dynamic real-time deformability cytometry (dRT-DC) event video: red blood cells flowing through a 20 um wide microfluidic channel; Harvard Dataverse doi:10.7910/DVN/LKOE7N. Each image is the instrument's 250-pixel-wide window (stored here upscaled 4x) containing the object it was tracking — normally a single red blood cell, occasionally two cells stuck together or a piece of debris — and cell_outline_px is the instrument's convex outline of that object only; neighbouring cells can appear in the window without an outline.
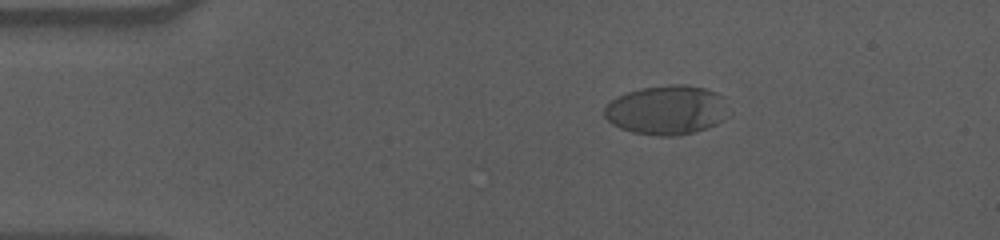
{"species": "human", "species_latin": "Homo sapiens", "temperature_condition": "cold", "stored_images_in_passage": 49, "camera_frame_rate_fps": 3000, "um_per_image_px": 0.085, "donor": {"sex": "male"}, "frame": {"image": 1, "passage_image": 2, "time_ms": 0.333, "image_size_px": [1000, 240], "cell_outline_px": [[724, 120], [716, 124], [692, 132], [672, 136], [656, 136], [632, 132], [620, 128], [612, 124], [604, 116], [604, 108], [612, 100], [628, 92], [640, 88], [668, 84], [684, 84], [704, 88], [716, 92], [724, 96]], "centroid_in_image_um": [56.64, 9.34], "position_along_channel_um": 28.4, "area_um2": 35.37}}
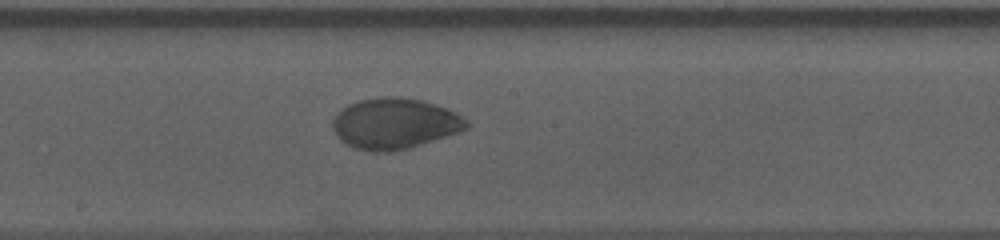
{"frame": {"image": 2, "passage_image": 23, "time_ms": 7.333, "image_size_px": [1000, 240], "cell_outline_px": [[468, 128], [460, 132], [408, 148], [388, 152], [372, 152], [352, 148], [344, 144], [336, 136], [332, 128], [332, 120], [348, 104], [360, 100], [384, 96], [400, 96], [420, 100], [448, 108], [456, 112], [468, 120]], "centroid_in_image_um": [33.54, 10.51], "position_along_channel_um": 214.7, "area_um2": 39.88}}
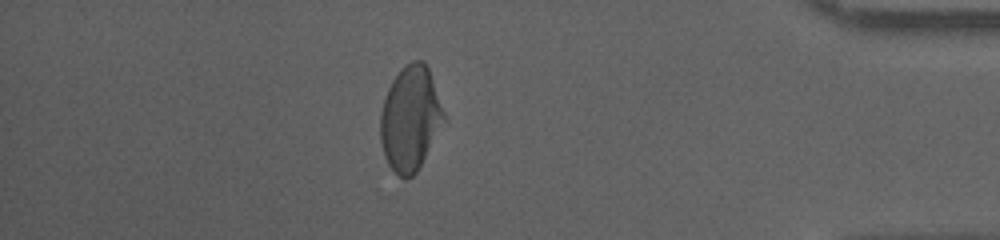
{"frame": {"image": 3, "passage_image": 42, "time_ms": 13.667, "image_size_px": [1000, 240], "cell_outline_px": [[448, 124], [416, 172], [412, 176], [404, 180], [388, 164], [384, 156], [380, 140], [380, 112], [388, 88], [392, 80], [400, 68], [412, 60], [424, 60], [428, 68], [448, 120]], "centroid_in_image_um": [34.93, 10.09], "position_along_channel_um": 400.3, "area_um2": 39.65}, "authors_computed_cell_mechanics": {"area_um2": 38.6104, "velocity_mm_per_s": 3.5405, "shape_relaxation_time_tau1_ms": 4.7568, "shape_relaxation_time_tau2_ms": 1.9488, "deformation_change_tau1": 0.1597, "deformation_change_tau2": 0.0418}}